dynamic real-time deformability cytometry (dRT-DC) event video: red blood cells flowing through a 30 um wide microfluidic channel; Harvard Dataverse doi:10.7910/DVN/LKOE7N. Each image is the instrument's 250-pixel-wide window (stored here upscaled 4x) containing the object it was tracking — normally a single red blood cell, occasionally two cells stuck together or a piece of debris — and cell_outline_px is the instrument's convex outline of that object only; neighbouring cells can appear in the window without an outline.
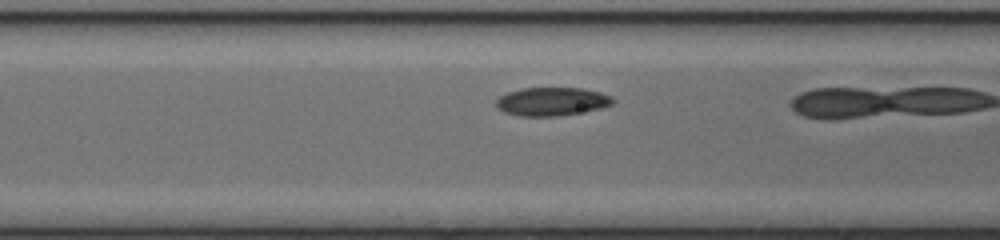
{"species": "common noctule bat (a hibernating species)", "species_latin": "Nyctalus noctula", "temperature_condition": "cold", "stored_images_in_passage": 9, "camera_frame_rate_fps": 3000, "um_per_image_px": 0.085, "animal": {"sex": "female", "body_mass_g": 17.0, "forearm_length_mm": 48.0}, "frame": {"image": 1, "passage_image": 8, "time_ms": 2.333, "image_size_px": [1000, 240], "cell_outline_px": [[612, 104], [600, 108], [556, 116], [520, 116], [504, 112], [496, 104], [496, 100], [500, 96], [508, 92], [520, 88], [584, 88], [600, 92], [608, 96], [612, 100]], "centroid_in_image_um": [46.86, 8.62], "position_along_channel_um": 119.7, "area_um2": 18.96}}